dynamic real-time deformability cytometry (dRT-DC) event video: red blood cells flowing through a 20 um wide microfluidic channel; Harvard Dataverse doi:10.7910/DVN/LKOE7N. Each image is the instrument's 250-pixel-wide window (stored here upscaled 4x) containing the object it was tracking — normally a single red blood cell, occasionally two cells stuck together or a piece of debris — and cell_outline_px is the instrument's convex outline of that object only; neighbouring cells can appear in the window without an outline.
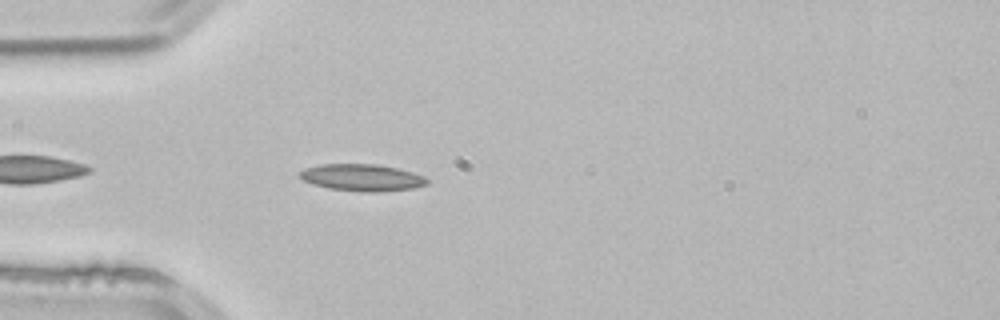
{"species": "common noctule bat (a hibernating species)", "species_latin": "Nyctalus noctula", "temperature_condition": "room temperature", "stored_images_in_passage": 3, "camera_frame_rate_fps": 3000, "um_per_image_px": 0.085, "animal": {"sex": "male", "body_mass_g": 21.5, "forearm_length_mm": 52.0}, "frame": {"image": 1, "passage_image": 3, "time_ms": 0.667, "image_size_px": [1000, 320], "cell_outline_px": [[428, 184], [412, 188], [380, 192], [368, 192], [328, 188], [304, 180], [300, 176], [300, 172], [304, 168], [320, 164], [380, 164], [412, 172], [424, 176], [428, 180]], "centroid_in_image_um": [30.8, 15.08], "position_along_channel_um": 54.2, "area_um2": 19.77}}